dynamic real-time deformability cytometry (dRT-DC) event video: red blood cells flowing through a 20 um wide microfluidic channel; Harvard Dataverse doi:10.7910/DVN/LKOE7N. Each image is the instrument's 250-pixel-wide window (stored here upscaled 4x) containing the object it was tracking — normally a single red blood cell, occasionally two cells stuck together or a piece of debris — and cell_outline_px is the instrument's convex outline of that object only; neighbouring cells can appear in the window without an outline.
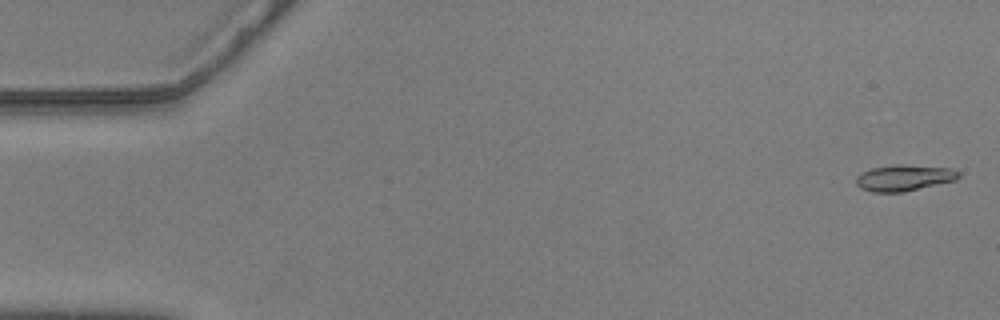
{"species": "common noctule bat (a hibernating species)", "species_latin": "Nyctalus noctula", "temperature_condition": "warm", "stored_images_in_passage": 13, "camera_frame_rate_fps": 3000, "um_per_image_px": 0.085, "animal": {"sex": "male", "body_mass_g": 20.5, "forearm_length_mm": 52.5}, "frame": {"image": 1, "passage_image": 2, "time_ms": 0.333, "image_size_px": [1000, 320], "cell_outline_px": [[960, 176], [956, 180], [904, 192], [872, 192], [860, 188], [856, 184], [856, 176], [860, 172], [872, 168], [896, 164], [904, 164], [952, 168], [960, 172]], "centroid_in_image_um": [76.84, 15.11], "position_along_channel_um": 8.2, "area_um2": 15.84}}